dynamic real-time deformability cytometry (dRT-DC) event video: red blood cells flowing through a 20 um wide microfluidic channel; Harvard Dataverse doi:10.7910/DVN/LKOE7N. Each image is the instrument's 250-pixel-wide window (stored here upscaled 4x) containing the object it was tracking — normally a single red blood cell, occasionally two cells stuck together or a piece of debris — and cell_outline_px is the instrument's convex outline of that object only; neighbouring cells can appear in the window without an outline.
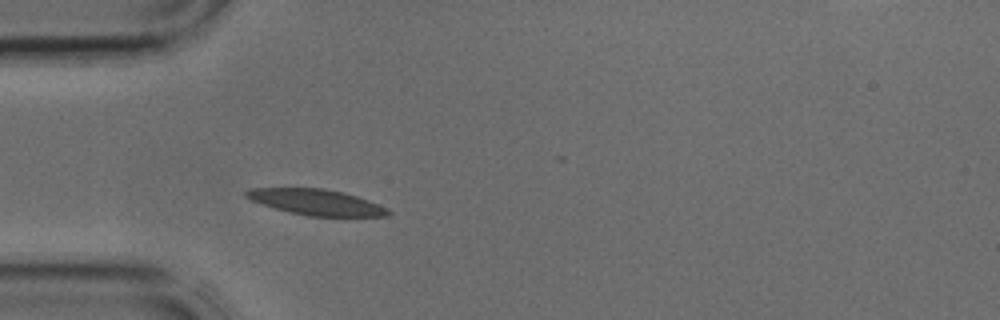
{"species": "common noctule bat (a hibernating species)", "species_latin": "Nyctalus noctula", "temperature_condition": "cold", "stored_images_in_passage": 2, "camera_frame_rate_fps": 3000, "um_per_image_px": 0.085, "animal": {"sex": "male", "body_mass_g": 17.9, "forearm_length_mm": 54.2}, "frame": {"image": 1, "passage_image": 2, "time_ms": 0.333, "image_size_px": [1000, 320], "cell_outline_px": [[392, 212], [388, 216], [308, 216], [288, 212], [252, 200], [244, 196], [244, 192], [252, 188], [324, 188], [344, 192], [368, 200]], "centroid_in_image_um": [26.87, 17.18], "position_along_channel_um": 58.1, "area_um2": 21.04}}